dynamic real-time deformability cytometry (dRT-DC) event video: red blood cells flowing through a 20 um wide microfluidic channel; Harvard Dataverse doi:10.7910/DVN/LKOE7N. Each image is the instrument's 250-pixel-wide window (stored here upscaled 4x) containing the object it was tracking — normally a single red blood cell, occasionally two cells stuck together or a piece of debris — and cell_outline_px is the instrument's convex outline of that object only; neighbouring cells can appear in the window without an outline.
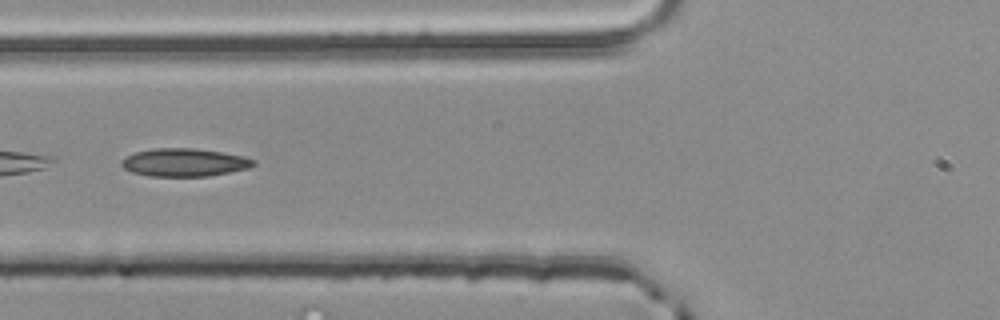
{"species": "common noctule bat (a hibernating species)", "species_latin": "Nyctalus noctula", "temperature_condition": "room temperature", "stored_images_in_passage": 5, "camera_frame_rate_fps": 3000, "um_per_image_px": 0.085, "animal": {"sex": "male", "body_mass_g": 20.4}, "frame": {"image": 1, "passage_image": 5, "time_ms": 1.333, "image_size_px": [1000, 320], "cell_outline_px": [[256, 164], [248, 168], [208, 176], [148, 176], [132, 172], [124, 168], [120, 164], [120, 160], [124, 156], [136, 152], [152, 148], [196, 148], [244, 156], [256, 160]], "centroid_in_image_um": [15.63, 13.8], "position_along_channel_um": 110.2, "area_um2": 21.62}}